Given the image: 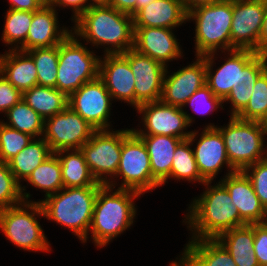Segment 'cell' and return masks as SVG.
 I'll list each match as a JSON object with an SVG mask.
<instances>
[{
	"label": "cell",
	"instance_id": "48",
	"mask_svg": "<svg viewBox=\"0 0 267 266\" xmlns=\"http://www.w3.org/2000/svg\"><path fill=\"white\" fill-rule=\"evenodd\" d=\"M181 1L186 12H189L198 6L211 4L219 0H181Z\"/></svg>",
	"mask_w": 267,
	"mask_h": 266
},
{
	"label": "cell",
	"instance_id": "44",
	"mask_svg": "<svg viewBox=\"0 0 267 266\" xmlns=\"http://www.w3.org/2000/svg\"><path fill=\"white\" fill-rule=\"evenodd\" d=\"M154 0H108L107 4L132 17L144 6Z\"/></svg>",
	"mask_w": 267,
	"mask_h": 266
},
{
	"label": "cell",
	"instance_id": "29",
	"mask_svg": "<svg viewBox=\"0 0 267 266\" xmlns=\"http://www.w3.org/2000/svg\"><path fill=\"white\" fill-rule=\"evenodd\" d=\"M215 53L203 56L206 64V85L213 92L224 100L235 86L238 79V49L229 51V57L223 65L212 73Z\"/></svg>",
	"mask_w": 267,
	"mask_h": 266
},
{
	"label": "cell",
	"instance_id": "8",
	"mask_svg": "<svg viewBox=\"0 0 267 266\" xmlns=\"http://www.w3.org/2000/svg\"><path fill=\"white\" fill-rule=\"evenodd\" d=\"M100 56H96L70 33L59 44L56 89L68 97L84 83L99 76Z\"/></svg>",
	"mask_w": 267,
	"mask_h": 266
},
{
	"label": "cell",
	"instance_id": "2",
	"mask_svg": "<svg viewBox=\"0 0 267 266\" xmlns=\"http://www.w3.org/2000/svg\"><path fill=\"white\" fill-rule=\"evenodd\" d=\"M211 183L205 182L206 190L189 204L187 221L184 220L192 231L191 240L216 239L228 230L247 225L240 218L227 189L220 182Z\"/></svg>",
	"mask_w": 267,
	"mask_h": 266
},
{
	"label": "cell",
	"instance_id": "3",
	"mask_svg": "<svg viewBox=\"0 0 267 266\" xmlns=\"http://www.w3.org/2000/svg\"><path fill=\"white\" fill-rule=\"evenodd\" d=\"M103 185L97 193L89 231L97 247H104L133 225L136 209L133 200L140 193Z\"/></svg>",
	"mask_w": 267,
	"mask_h": 266
},
{
	"label": "cell",
	"instance_id": "38",
	"mask_svg": "<svg viewBox=\"0 0 267 266\" xmlns=\"http://www.w3.org/2000/svg\"><path fill=\"white\" fill-rule=\"evenodd\" d=\"M237 117L267 125V69L257 78L247 106Z\"/></svg>",
	"mask_w": 267,
	"mask_h": 266
},
{
	"label": "cell",
	"instance_id": "39",
	"mask_svg": "<svg viewBox=\"0 0 267 266\" xmlns=\"http://www.w3.org/2000/svg\"><path fill=\"white\" fill-rule=\"evenodd\" d=\"M33 139L29 134L10 128L0 121V161L7 163Z\"/></svg>",
	"mask_w": 267,
	"mask_h": 266
},
{
	"label": "cell",
	"instance_id": "51",
	"mask_svg": "<svg viewBox=\"0 0 267 266\" xmlns=\"http://www.w3.org/2000/svg\"><path fill=\"white\" fill-rule=\"evenodd\" d=\"M44 5H50L53 0H40Z\"/></svg>",
	"mask_w": 267,
	"mask_h": 266
},
{
	"label": "cell",
	"instance_id": "34",
	"mask_svg": "<svg viewBox=\"0 0 267 266\" xmlns=\"http://www.w3.org/2000/svg\"><path fill=\"white\" fill-rule=\"evenodd\" d=\"M34 61L37 69V84L56 88L59 45L33 48L25 51Z\"/></svg>",
	"mask_w": 267,
	"mask_h": 266
},
{
	"label": "cell",
	"instance_id": "31",
	"mask_svg": "<svg viewBox=\"0 0 267 266\" xmlns=\"http://www.w3.org/2000/svg\"><path fill=\"white\" fill-rule=\"evenodd\" d=\"M22 99L44 120L68 106V96L56 88L36 85L23 92Z\"/></svg>",
	"mask_w": 267,
	"mask_h": 266
},
{
	"label": "cell",
	"instance_id": "32",
	"mask_svg": "<svg viewBox=\"0 0 267 266\" xmlns=\"http://www.w3.org/2000/svg\"><path fill=\"white\" fill-rule=\"evenodd\" d=\"M8 122H3L10 128L40 138L44 132V119L34 111L23 99L6 113Z\"/></svg>",
	"mask_w": 267,
	"mask_h": 266
},
{
	"label": "cell",
	"instance_id": "14",
	"mask_svg": "<svg viewBox=\"0 0 267 266\" xmlns=\"http://www.w3.org/2000/svg\"><path fill=\"white\" fill-rule=\"evenodd\" d=\"M112 96L98 76L84 83L68 97V106L96 130H109Z\"/></svg>",
	"mask_w": 267,
	"mask_h": 266
},
{
	"label": "cell",
	"instance_id": "43",
	"mask_svg": "<svg viewBox=\"0 0 267 266\" xmlns=\"http://www.w3.org/2000/svg\"><path fill=\"white\" fill-rule=\"evenodd\" d=\"M253 247L259 266L267 265V222L254 224Z\"/></svg>",
	"mask_w": 267,
	"mask_h": 266
},
{
	"label": "cell",
	"instance_id": "11",
	"mask_svg": "<svg viewBox=\"0 0 267 266\" xmlns=\"http://www.w3.org/2000/svg\"><path fill=\"white\" fill-rule=\"evenodd\" d=\"M96 129L71 107L44 120L43 139L53 153L60 150L80 149Z\"/></svg>",
	"mask_w": 267,
	"mask_h": 266
},
{
	"label": "cell",
	"instance_id": "40",
	"mask_svg": "<svg viewBox=\"0 0 267 266\" xmlns=\"http://www.w3.org/2000/svg\"><path fill=\"white\" fill-rule=\"evenodd\" d=\"M223 103L224 102L221 98L215 96L209 87L204 85L190 96L184 106L190 104L195 113L205 115L213 112L219 107H222L223 109Z\"/></svg>",
	"mask_w": 267,
	"mask_h": 266
},
{
	"label": "cell",
	"instance_id": "13",
	"mask_svg": "<svg viewBox=\"0 0 267 266\" xmlns=\"http://www.w3.org/2000/svg\"><path fill=\"white\" fill-rule=\"evenodd\" d=\"M265 13L266 0H232L231 51L252 50L259 54Z\"/></svg>",
	"mask_w": 267,
	"mask_h": 266
},
{
	"label": "cell",
	"instance_id": "27",
	"mask_svg": "<svg viewBox=\"0 0 267 266\" xmlns=\"http://www.w3.org/2000/svg\"><path fill=\"white\" fill-rule=\"evenodd\" d=\"M237 266H259L254 252V224L233 228L216 238Z\"/></svg>",
	"mask_w": 267,
	"mask_h": 266
},
{
	"label": "cell",
	"instance_id": "23",
	"mask_svg": "<svg viewBox=\"0 0 267 266\" xmlns=\"http://www.w3.org/2000/svg\"><path fill=\"white\" fill-rule=\"evenodd\" d=\"M187 21V12L181 0H154L134 16V27L174 29Z\"/></svg>",
	"mask_w": 267,
	"mask_h": 266
},
{
	"label": "cell",
	"instance_id": "42",
	"mask_svg": "<svg viewBox=\"0 0 267 266\" xmlns=\"http://www.w3.org/2000/svg\"><path fill=\"white\" fill-rule=\"evenodd\" d=\"M23 93L0 73V112L6 113L22 100Z\"/></svg>",
	"mask_w": 267,
	"mask_h": 266
},
{
	"label": "cell",
	"instance_id": "19",
	"mask_svg": "<svg viewBox=\"0 0 267 266\" xmlns=\"http://www.w3.org/2000/svg\"><path fill=\"white\" fill-rule=\"evenodd\" d=\"M219 182L227 189L240 218L247 225L267 221V210L260 203L253 184L244 171L228 174Z\"/></svg>",
	"mask_w": 267,
	"mask_h": 266
},
{
	"label": "cell",
	"instance_id": "4",
	"mask_svg": "<svg viewBox=\"0 0 267 266\" xmlns=\"http://www.w3.org/2000/svg\"><path fill=\"white\" fill-rule=\"evenodd\" d=\"M101 187L62 188L39 201L44 217L67 227L85 243L89 238L96 196Z\"/></svg>",
	"mask_w": 267,
	"mask_h": 266
},
{
	"label": "cell",
	"instance_id": "36",
	"mask_svg": "<svg viewBox=\"0 0 267 266\" xmlns=\"http://www.w3.org/2000/svg\"><path fill=\"white\" fill-rule=\"evenodd\" d=\"M33 14L34 12L13 9L6 12L2 41L11 46L14 44V48L11 49L17 50L18 44L22 45L26 41Z\"/></svg>",
	"mask_w": 267,
	"mask_h": 266
},
{
	"label": "cell",
	"instance_id": "10",
	"mask_svg": "<svg viewBox=\"0 0 267 266\" xmlns=\"http://www.w3.org/2000/svg\"><path fill=\"white\" fill-rule=\"evenodd\" d=\"M122 178L119 189L133 190L141 195L161 184L152 176L151 163L143 141L132 131L123 141L115 177Z\"/></svg>",
	"mask_w": 267,
	"mask_h": 266
},
{
	"label": "cell",
	"instance_id": "9",
	"mask_svg": "<svg viewBox=\"0 0 267 266\" xmlns=\"http://www.w3.org/2000/svg\"><path fill=\"white\" fill-rule=\"evenodd\" d=\"M110 130H96L80 149L96 181L116 187V183H113L115 180H110L116 175L119 167L122 141L132 132V129ZM107 176L112 178L109 179Z\"/></svg>",
	"mask_w": 267,
	"mask_h": 266
},
{
	"label": "cell",
	"instance_id": "7",
	"mask_svg": "<svg viewBox=\"0 0 267 266\" xmlns=\"http://www.w3.org/2000/svg\"><path fill=\"white\" fill-rule=\"evenodd\" d=\"M35 216L44 217L39 201H23L0 209V229L12 244L23 250L50 252V243Z\"/></svg>",
	"mask_w": 267,
	"mask_h": 266
},
{
	"label": "cell",
	"instance_id": "33",
	"mask_svg": "<svg viewBox=\"0 0 267 266\" xmlns=\"http://www.w3.org/2000/svg\"><path fill=\"white\" fill-rule=\"evenodd\" d=\"M32 186L44 190L45 198L64 188L60 161L55 153L42 162L25 180Z\"/></svg>",
	"mask_w": 267,
	"mask_h": 266
},
{
	"label": "cell",
	"instance_id": "28",
	"mask_svg": "<svg viewBox=\"0 0 267 266\" xmlns=\"http://www.w3.org/2000/svg\"><path fill=\"white\" fill-rule=\"evenodd\" d=\"M55 154L60 161L64 188L104 185L91 174L81 149L60 150Z\"/></svg>",
	"mask_w": 267,
	"mask_h": 266
},
{
	"label": "cell",
	"instance_id": "22",
	"mask_svg": "<svg viewBox=\"0 0 267 266\" xmlns=\"http://www.w3.org/2000/svg\"><path fill=\"white\" fill-rule=\"evenodd\" d=\"M58 24L57 10L50 5H43L34 12L26 41L17 50L25 52L33 48L59 45L72 30L66 27L61 29Z\"/></svg>",
	"mask_w": 267,
	"mask_h": 266
},
{
	"label": "cell",
	"instance_id": "12",
	"mask_svg": "<svg viewBox=\"0 0 267 266\" xmlns=\"http://www.w3.org/2000/svg\"><path fill=\"white\" fill-rule=\"evenodd\" d=\"M136 110L143 115L142 121L146 128L132 129L136 135H167L185 140L191 134V131L185 130L191 125L193 118L182 107L156 101L141 104Z\"/></svg>",
	"mask_w": 267,
	"mask_h": 266
},
{
	"label": "cell",
	"instance_id": "6",
	"mask_svg": "<svg viewBox=\"0 0 267 266\" xmlns=\"http://www.w3.org/2000/svg\"><path fill=\"white\" fill-rule=\"evenodd\" d=\"M228 123L227 127L221 128L210 123L206 128H217L221 132L227 157L235 171H244L267 158V150L264 148V137L267 136L265 123L242 120L237 116H231Z\"/></svg>",
	"mask_w": 267,
	"mask_h": 266
},
{
	"label": "cell",
	"instance_id": "37",
	"mask_svg": "<svg viewBox=\"0 0 267 266\" xmlns=\"http://www.w3.org/2000/svg\"><path fill=\"white\" fill-rule=\"evenodd\" d=\"M25 189V186L16 180L8 163L0 161V209L15 206L23 201L29 202L30 193L24 192Z\"/></svg>",
	"mask_w": 267,
	"mask_h": 266
},
{
	"label": "cell",
	"instance_id": "5",
	"mask_svg": "<svg viewBox=\"0 0 267 266\" xmlns=\"http://www.w3.org/2000/svg\"><path fill=\"white\" fill-rule=\"evenodd\" d=\"M232 0H219L187 12L195 20V56L231 51Z\"/></svg>",
	"mask_w": 267,
	"mask_h": 266
},
{
	"label": "cell",
	"instance_id": "25",
	"mask_svg": "<svg viewBox=\"0 0 267 266\" xmlns=\"http://www.w3.org/2000/svg\"><path fill=\"white\" fill-rule=\"evenodd\" d=\"M0 73L22 93L37 84V69L24 51L10 49L0 55Z\"/></svg>",
	"mask_w": 267,
	"mask_h": 266
},
{
	"label": "cell",
	"instance_id": "17",
	"mask_svg": "<svg viewBox=\"0 0 267 266\" xmlns=\"http://www.w3.org/2000/svg\"><path fill=\"white\" fill-rule=\"evenodd\" d=\"M166 68L162 95L160 101L167 105L184 108L186 101L198 89L206 85V64L205 58L197 56L194 63L185 66L172 75Z\"/></svg>",
	"mask_w": 267,
	"mask_h": 266
},
{
	"label": "cell",
	"instance_id": "20",
	"mask_svg": "<svg viewBox=\"0 0 267 266\" xmlns=\"http://www.w3.org/2000/svg\"><path fill=\"white\" fill-rule=\"evenodd\" d=\"M172 31L170 28L134 27L133 49L168 68L167 62L182 57L183 53Z\"/></svg>",
	"mask_w": 267,
	"mask_h": 266
},
{
	"label": "cell",
	"instance_id": "45",
	"mask_svg": "<svg viewBox=\"0 0 267 266\" xmlns=\"http://www.w3.org/2000/svg\"><path fill=\"white\" fill-rule=\"evenodd\" d=\"M89 0H53L50 6L56 8L57 7H71L73 9L74 18L72 20L74 22L93 4ZM88 3V4H86Z\"/></svg>",
	"mask_w": 267,
	"mask_h": 266
},
{
	"label": "cell",
	"instance_id": "35",
	"mask_svg": "<svg viewBox=\"0 0 267 266\" xmlns=\"http://www.w3.org/2000/svg\"><path fill=\"white\" fill-rule=\"evenodd\" d=\"M193 143L189 139L182 140L176 147L170 171V177L185 179L189 182H199L204 184L206 181L201 177L191 146Z\"/></svg>",
	"mask_w": 267,
	"mask_h": 266
},
{
	"label": "cell",
	"instance_id": "30",
	"mask_svg": "<svg viewBox=\"0 0 267 266\" xmlns=\"http://www.w3.org/2000/svg\"><path fill=\"white\" fill-rule=\"evenodd\" d=\"M53 154L48 143L41 138H33L29 144L7 163L9 169L20 183L24 181L42 162Z\"/></svg>",
	"mask_w": 267,
	"mask_h": 266
},
{
	"label": "cell",
	"instance_id": "49",
	"mask_svg": "<svg viewBox=\"0 0 267 266\" xmlns=\"http://www.w3.org/2000/svg\"><path fill=\"white\" fill-rule=\"evenodd\" d=\"M170 266H190L182 257L180 258V260L177 262L176 261H172Z\"/></svg>",
	"mask_w": 267,
	"mask_h": 266
},
{
	"label": "cell",
	"instance_id": "41",
	"mask_svg": "<svg viewBox=\"0 0 267 266\" xmlns=\"http://www.w3.org/2000/svg\"><path fill=\"white\" fill-rule=\"evenodd\" d=\"M244 172L250 178L260 203L267 210V158L247 167Z\"/></svg>",
	"mask_w": 267,
	"mask_h": 266
},
{
	"label": "cell",
	"instance_id": "24",
	"mask_svg": "<svg viewBox=\"0 0 267 266\" xmlns=\"http://www.w3.org/2000/svg\"><path fill=\"white\" fill-rule=\"evenodd\" d=\"M149 154L152 176L164 185L171 171L173 155L181 138L167 135H137Z\"/></svg>",
	"mask_w": 267,
	"mask_h": 266
},
{
	"label": "cell",
	"instance_id": "16",
	"mask_svg": "<svg viewBox=\"0 0 267 266\" xmlns=\"http://www.w3.org/2000/svg\"><path fill=\"white\" fill-rule=\"evenodd\" d=\"M198 131H191L189 140L193 143L197 141L196 148H193V154L197 163L201 177L206 182H212L214 177L226 164V176L235 172L227 157L223 136L217 128H204L199 139H196Z\"/></svg>",
	"mask_w": 267,
	"mask_h": 266
},
{
	"label": "cell",
	"instance_id": "21",
	"mask_svg": "<svg viewBox=\"0 0 267 266\" xmlns=\"http://www.w3.org/2000/svg\"><path fill=\"white\" fill-rule=\"evenodd\" d=\"M99 77L112 99L129 103L135 108V77L128 60L122 54H106L99 62Z\"/></svg>",
	"mask_w": 267,
	"mask_h": 266
},
{
	"label": "cell",
	"instance_id": "26",
	"mask_svg": "<svg viewBox=\"0 0 267 266\" xmlns=\"http://www.w3.org/2000/svg\"><path fill=\"white\" fill-rule=\"evenodd\" d=\"M190 266H237L217 239L191 240L181 256Z\"/></svg>",
	"mask_w": 267,
	"mask_h": 266
},
{
	"label": "cell",
	"instance_id": "47",
	"mask_svg": "<svg viewBox=\"0 0 267 266\" xmlns=\"http://www.w3.org/2000/svg\"><path fill=\"white\" fill-rule=\"evenodd\" d=\"M259 54L267 56V0H266V13L259 38Z\"/></svg>",
	"mask_w": 267,
	"mask_h": 266
},
{
	"label": "cell",
	"instance_id": "1",
	"mask_svg": "<svg viewBox=\"0 0 267 266\" xmlns=\"http://www.w3.org/2000/svg\"><path fill=\"white\" fill-rule=\"evenodd\" d=\"M74 24L72 30L75 36L82 37L94 47L107 44L104 55L123 54L133 48V17L107 3L91 5Z\"/></svg>",
	"mask_w": 267,
	"mask_h": 266
},
{
	"label": "cell",
	"instance_id": "50",
	"mask_svg": "<svg viewBox=\"0 0 267 266\" xmlns=\"http://www.w3.org/2000/svg\"><path fill=\"white\" fill-rule=\"evenodd\" d=\"M92 3L99 4V3H107L108 0H91Z\"/></svg>",
	"mask_w": 267,
	"mask_h": 266
},
{
	"label": "cell",
	"instance_id": "15",
	"mask_svg": "<svg viewBox=\"0 0 267 266\" xmlns=\"http://www.w3.org/2000/svg\"><path fill=\"white\" fill-rule=\"evenodd\" d=\"M122 55L128 60L135 77V108L144 103L160 101L166 67L133 48Z\"/></svg>",
	"mask_w": 267,
	"mask_h": 266
},
{
	"label": "cell",
	"instance_id": "18",
	"mask_svg": "<svg viewBox=\"0 0 267 266\" xmlns=\"http://www.w3.org/2000/svg\"><path fill=\"white\" fill-rule=\"evenodd\" d=\"M267 69V56L252 50H238V79L223 102H231V115L238 116L247 106L257 78Z\"/></svg>",
	"mask_w": 267,
	"mask_h": 266
},
{
	"label": "cell",
	"instance_id": "46",
	"mask_svg": "<svg viewBox=\"0 0 267 266\" xmlns=\"http://www.w3.org/2000/svg\"><path fill=\"white\" fill-rule=\"evenodd\" d=\"M9 9L19 11H38L44 4L40 0H9Z\"/></svg>",
	"mask_w": 267,
	"mask_h": 266
}]
</instances>
